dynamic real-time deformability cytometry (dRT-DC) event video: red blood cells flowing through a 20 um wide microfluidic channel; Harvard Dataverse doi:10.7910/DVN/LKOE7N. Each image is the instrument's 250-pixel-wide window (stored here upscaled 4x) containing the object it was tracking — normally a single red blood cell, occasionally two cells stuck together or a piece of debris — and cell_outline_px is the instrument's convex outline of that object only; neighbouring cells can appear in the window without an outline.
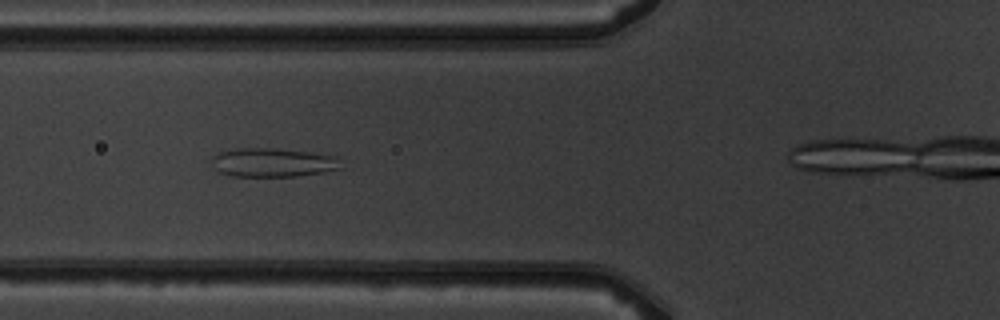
{"species": "common noctule bat (a hibernating species)", "species_latin": "Nyctalus noctula", "temperature_condition": "warm", "stored_images_in_passage": 6, "camera_frame_rate_fps": 3000, "um_per_image_px": 0.085, "animal": {"sex": "male", "body_mass_g": 19.5, "forearm_length_mm": 54.6}, "frame": {"image": 1, "passage_image": 4, "time_ms": 3.333, "image_size_px": [1000, 320], "cell_outline_px": [[340, 168], [324, 172], [296, 176], [232, 176], [216, 172], [212, 168], [212, 156], [220, 152], [236, 148], [272, 148], [308, 152], [332, 156]], "centroid_in_image_um": [23.04, 13.82], "position_along_channel_um": 102.8, "area_um2": 21.44}}